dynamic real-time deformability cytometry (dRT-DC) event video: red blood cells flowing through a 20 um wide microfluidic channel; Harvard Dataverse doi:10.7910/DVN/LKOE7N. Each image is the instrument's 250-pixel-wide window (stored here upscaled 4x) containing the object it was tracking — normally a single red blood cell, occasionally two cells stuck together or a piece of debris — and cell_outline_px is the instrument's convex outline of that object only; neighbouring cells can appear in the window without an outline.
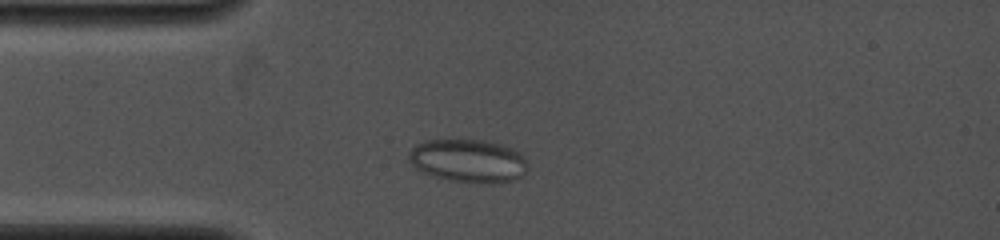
{"species": "common noctule bat (a hibernating species)", "species_latin": "Nyctalus noctula", "temperature_condition": "cold", "stored_images_in_passage": 48, "camera_frame_rate_fps": 4000, "um_per_image_px": 0.085, "animal": {"sex": "female", "body_mass_g": 19.0, "forearm_length_mm": 53.3}, "frame": {"image": 1, "passage_image": 8, "time_ms": 2.0, "image_size_px": [1000, 240], "cell_outline_px": [[528, 168], [516, 180], [488, 184], [476, 184], [452, 180], [436, 176], [424, 172], [416, 168], [408, 160], [408, 152], [416, 144], [428, 140], [484, 140], [500, 144], [512, 148], [520, 152], [524, 156], [528, 164]], "centroid_in_image_um": [39.83, 13.67], "position_along_channel_um": 45.2, "area_um2": 30.06}}
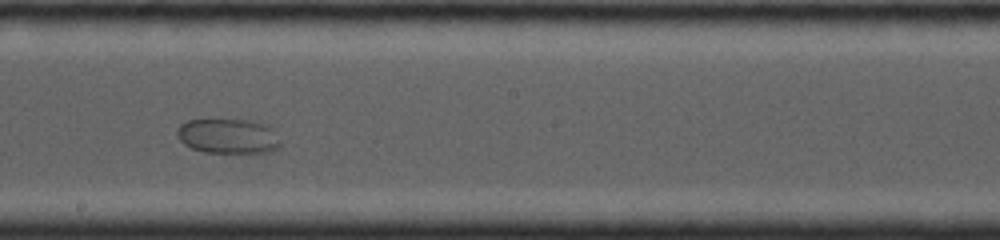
{"frame": {"image": 2, "passage_image": 26, "time_ms": 7.0, "image_size_px": [1000, 240], "cell_outline_px": [[280, 144], [276, 148], [268, 152], [204, 152], [192, 148], [184, 144], [180, 140], [176, 132], [176, 128], [180, 124], [188, 120], [248, 120], [264, 124], [272, 128]], "centroid_in_image_um": [19.34, 11.56], "position_along_channel_um": 228.9, "area_um2": 20.69}}
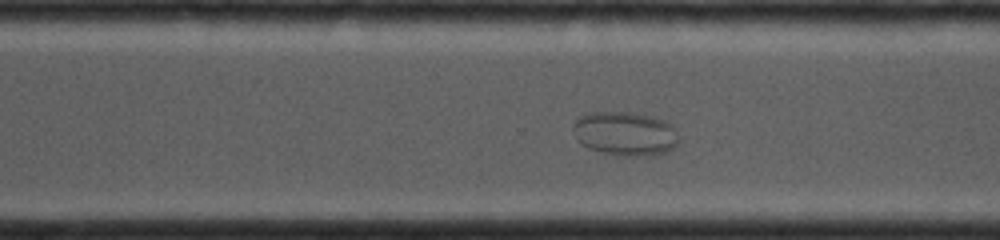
{"frame": {"image": 3, "passage_image": 34, "time_ms": 9.25, "image_size_px": [1000, 240], "cell_outline_px": [[680, 140], [672, 148], [664, 152], [640, 156], [620, 156], [600, 152], [588, 148], [580, 144], [576, 140], [572, 128], [576, 120], [580, 116], [588, 112], [628, 112], [652, 116], [668, 120], [676, 128], [680, 136]], "centroid_in_image_um": [53.14, 11.35], "position_along_channel_um": 317.5, "area_um2": 27.57}}